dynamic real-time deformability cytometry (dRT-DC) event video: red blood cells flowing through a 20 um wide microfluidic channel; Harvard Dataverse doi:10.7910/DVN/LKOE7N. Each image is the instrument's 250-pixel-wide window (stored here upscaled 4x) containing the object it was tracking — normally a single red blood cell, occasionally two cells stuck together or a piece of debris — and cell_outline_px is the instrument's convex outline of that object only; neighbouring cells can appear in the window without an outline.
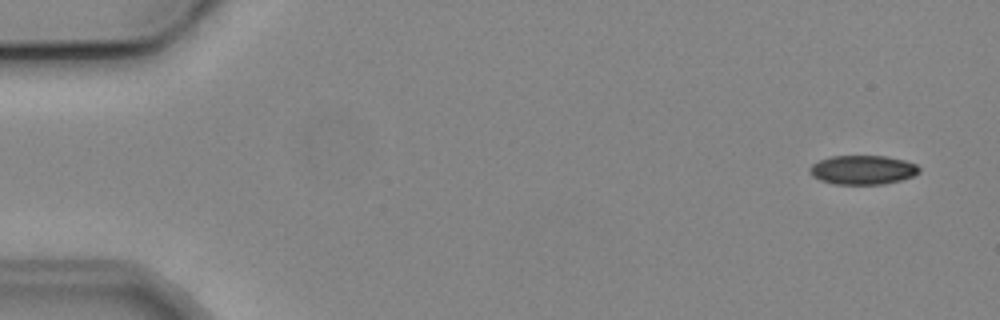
{"species": "common noctule bat (a hibernating species)", "species_latin": "Nyctalus noctula", "temperature_condition": "cold", "stored_images_in_passage": 5, "camera_frame_rate_fps": 3000, "um_per_image_px": 0.085, "animal": {"sex": "male", "body_mass_g": 19.2, "forearm_length_mm": 51.8}, "frame": {"image": 1, "passage_image": 5, "time_ms": 5.0, "image_size_px": [1000, 320], "cell_outline_px": [[920, 172], [912, 176], [900, 180], [884, 184], [836, 184], [820, 180], [812, 176], [808, 172], [808, 168], [812, 164], [820, 160], [832, 156], [888, 156], [904, 160], [916, 164], [920, 168]], "centroid_in_image_um": [73.32, 14.43], "position_along_channel_um": 11.7, "area_um2": 18.61}}